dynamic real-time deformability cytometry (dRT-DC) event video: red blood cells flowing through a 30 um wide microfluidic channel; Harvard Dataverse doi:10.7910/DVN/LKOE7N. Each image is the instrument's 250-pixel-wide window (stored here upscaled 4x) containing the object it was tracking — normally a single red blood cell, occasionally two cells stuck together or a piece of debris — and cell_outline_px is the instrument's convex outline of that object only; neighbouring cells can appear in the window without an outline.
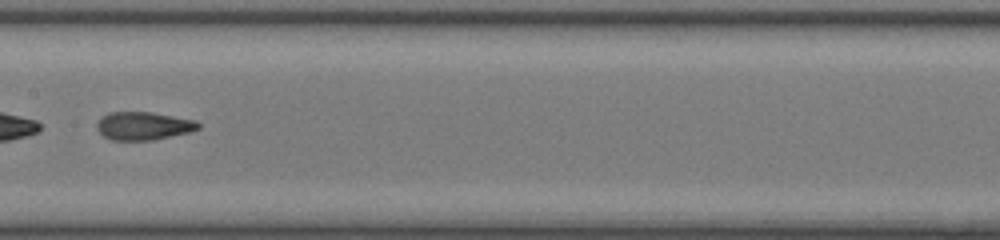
{"species": "common noctule bat (a hibernating species)", "species_latin": "Nyctalus noctula", "temperature_condition": "room temperature", "stored_images_in_passage": 47, "segment_of_instrument_passage": [2, 2], "camera_frame_rate_fps": 3000, "um_per_image_px": 0.085, "animal": {"sex": "female", "body_mass_g": 17.0, "forearm_length_mm": 48.0}, "frame": {"image": 1, "passage_image": 24, "time_ms": 7.667, "image_size_px": [1000, 240], "cell_outline_px": [[200, 128], [188, 132], [152, 140], [112, 140], [104, 136], [96, 128], [96, 124], [108, 112], [152, 112], [196, 120], [200, 124]], "centroid_in_image_um": [12.2, 10.69], "position_along_channel_um": 195.2, "area_um2": 16.47}}